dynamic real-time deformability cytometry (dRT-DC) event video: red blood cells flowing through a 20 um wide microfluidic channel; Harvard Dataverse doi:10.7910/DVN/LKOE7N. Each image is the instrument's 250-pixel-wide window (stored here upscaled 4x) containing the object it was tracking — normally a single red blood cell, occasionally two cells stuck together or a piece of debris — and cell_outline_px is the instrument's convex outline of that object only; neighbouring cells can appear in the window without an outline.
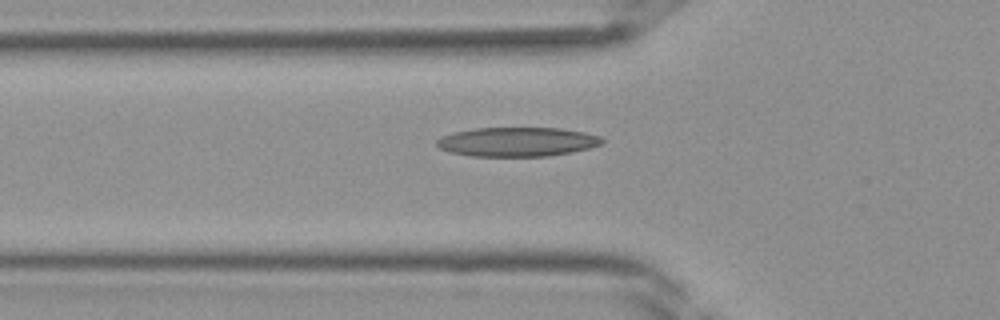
{"species": "Egyptian fruit bat (a non-hibernating species)", "species_latin": "Rousettus aegyptiacus", "temperature_condition": "room temperature", "stored_images_in_passage": 38, "camera_frame_rate_fps": 3000, "um_per_image_px": 0.085, "frame": {"image": 1, "passage_image": 14, "time_ms": 4.333, "image_size_px": [1000, 320], "cell_outline_px": [[604, 140], [600, 144], [588, 148], [572, 152], [548, 156], [468, 156], [452, 152], [440, 148], [436, 144], [436, 140], [440, 136], [452, 132], [472, 128], [560, 128], [584, 132], [600, 136]], "centroid_in_image_um": [43.92, 12.05], "position_along_channel_um": 81.9, "area_um2": 28.21}}
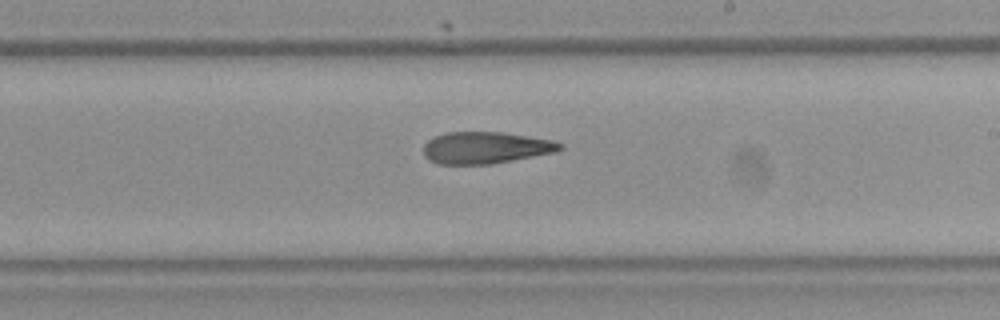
{"frame": {"image": 2, "passage_image": 24, "time_ms": 7.667, "image_size_px": [1000, 320], "cell_outline_px": [[564, 148], [556, 152], [492, 164], [436, 164], [428, 160], [424, 156], [424, 144], [432, 136], [448, 132], [500, 132], [528, 136], [552, 140], [564, 144]], "centroid_in_image_um": [41.26, 12.56], "position_along_channel_um": 247.7, "area_um2": 25.49}}
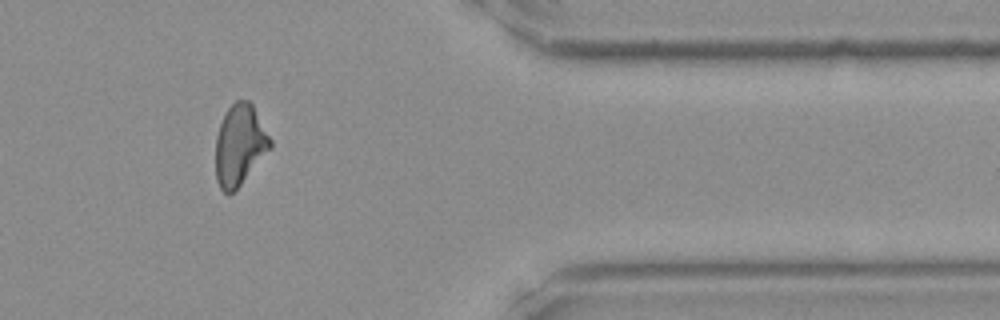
{"frame": {"image": 3, "passage_image": 34, "time_ms": 11.0, "image_size_px": [1000, 320], "cell_outline_px": [[272, 148], [240, 184], [228, 196], [220, 188], [216, 180], [216, 136], [224, 112], [236, 100], [248, 100], [252, 104], [272, 140]], "centroid_in_image_um": [20.37, 12.31], "position_along_channel_um": 391.0, "area_um2": 25.66}}